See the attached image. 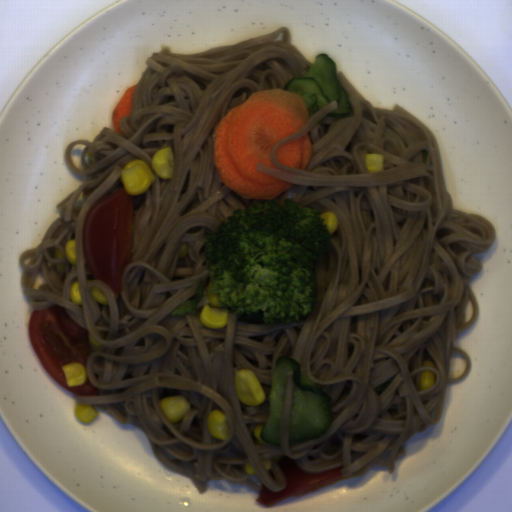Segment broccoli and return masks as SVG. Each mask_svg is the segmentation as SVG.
Masks as SVG:
<instances>
[{"label": "broccoli", "instance_id": "1706d50b", "mask_svg": "<svg viewBox=\"0 0 512 512\" xmlns=\"http://www.w3.org/2000/svg\"><path fill=\"white\" fill-rule=\"evenodd\" d=\"M212 293L233 314L261 311L267 324L298 323L316 303V263L330 251L331 233L315 208L290 198L256 200L206 234Z\"/></svg>", "mask_w": 512, "mask_h": 512}]
</instances>
